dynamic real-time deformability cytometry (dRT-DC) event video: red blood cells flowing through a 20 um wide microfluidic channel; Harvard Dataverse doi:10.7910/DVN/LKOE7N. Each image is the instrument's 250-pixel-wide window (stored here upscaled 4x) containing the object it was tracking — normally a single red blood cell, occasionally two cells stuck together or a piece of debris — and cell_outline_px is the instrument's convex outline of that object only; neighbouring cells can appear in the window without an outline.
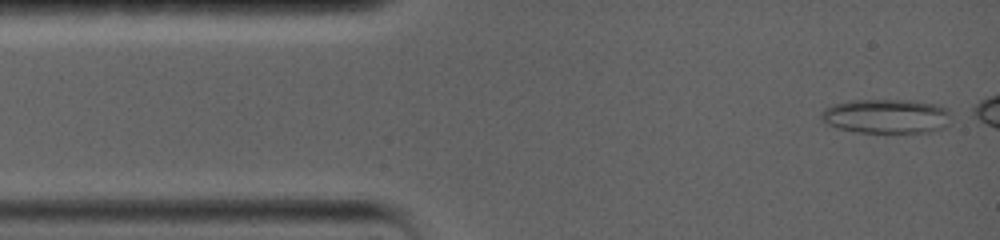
{"species": "common noctule bat (a hibernating species)", "species_latin": "Nyctalus noctula", "temperature_condition": "warm", "stored_images_in_passage": 66, "camera_frame_rate_fps": 5000, "um_per_image_px": 0.085, "animal": {"sex": "female", "body_mass_g": 19.0, "forearm_length_mm": 56.7}, "frame": {"image": 1, "passage_image": 1, "time_ms": 0.0, "image_size_px": [1000, 240], "cell_outline_px": [[952, 120], [944, 128], [932, 132], [856, 132], [824, 124], [820, 116], [820, 112], [824, 108], [832, 104], [848, 100], [912, 100], [940, 104], [948, 108], [952, 116]], "centroid_in_image_um": [75.38, 9.86], "position_along_channel_um": 9.6, "area_um2": 26.65}}
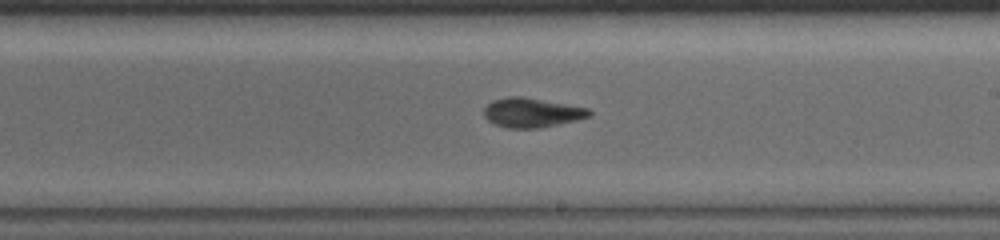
{"frame": {"image": 2, "passage_image": 40, "time_ms": 8.4, "image_size_px": [1000, 240], "cell_outline_px": [[592, 116], [576, 120], [540, 128], [508, 128], [492, 124], [484, 116], [484, 108], [492, 100], [504, 96], [524, 96], [588, 108], [592, 112]], "centroid_in_image_um": [45.18, 9.56], "position_along_channel_um": 243.8, "area_um2": 18.26}}
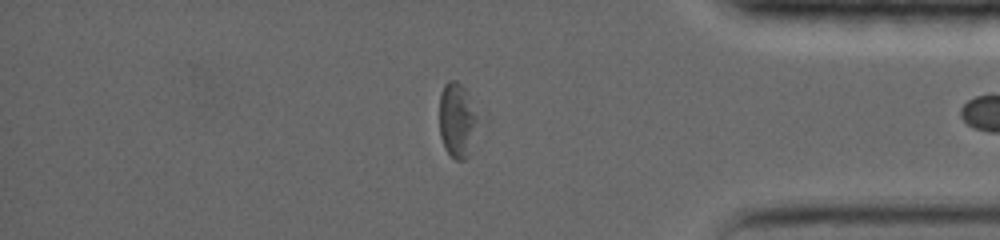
{"frame": {"image": 3, "passage_image": 62, "time_ms": 13.2, "image_size_px": [1000, 240], "cell_outline_px": [[480, 120], [468, 156], [464, 160], [456, 160], [444, 148], [440, 136], [440, 92], [444, 84], [448, 80], [456, 80], [468, 92]], "centroid_in_image_um": [38.87, 10.2], "position_along_channel_um": 396.3, "area_um2": 17.05}, "authors_computed_cell_mechanics": {"area_um2": 18.2937, "velocity_mm_per_s": 3.575, "shape_relaxation_time_tau1_ms": 6.231, "shape_relaxation_time_tau2_ms": 6.3041, "deformation_change_tau1": 0.1905, "deformation_change_tau2": 0.1351}}